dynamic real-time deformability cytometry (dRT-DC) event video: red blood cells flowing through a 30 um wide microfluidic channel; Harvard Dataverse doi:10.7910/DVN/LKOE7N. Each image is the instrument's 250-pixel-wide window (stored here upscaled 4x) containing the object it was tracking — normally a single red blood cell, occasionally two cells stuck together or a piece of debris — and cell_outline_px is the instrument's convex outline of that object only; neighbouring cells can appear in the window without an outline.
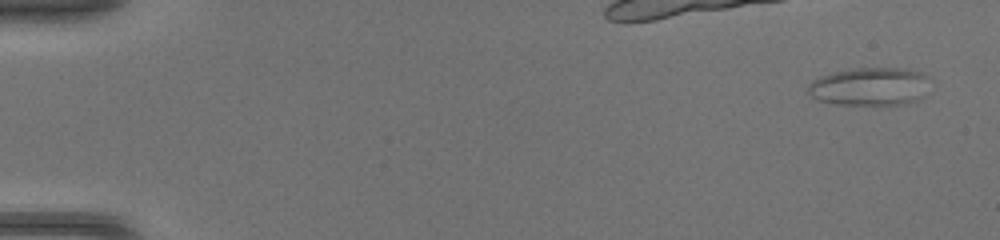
{"species": "common noctule bat (a hibernating species)", "species_latin": "Nyctalus noctula", "temperature_condition": "warm", "stored_images_in_passage": 45, "camera_frame_rate_fps": 3000, "um_per_image_px": 0.085, "animal": {"sex": "female", "body_mass_g": 17.0, "forearm_length_mm": 48.0}, "frame": {"image": 1, "passage_image": 1, "time_ms": 0.0, "image_size_px": [1000, 240], "cell_outline_px": [[928, 76], [924, 96], [920, 100], [904, 104], [836, 104], [816, 100], [808, 92], [808, 84], [812, 80], [820, 76], [832, 72], [856, 68], [908, 68], [920, 72]], "centroid_in_image_um": [73.93, 7.35], "position_along_channel_um": 11.1, "area_um2": 27.17}}